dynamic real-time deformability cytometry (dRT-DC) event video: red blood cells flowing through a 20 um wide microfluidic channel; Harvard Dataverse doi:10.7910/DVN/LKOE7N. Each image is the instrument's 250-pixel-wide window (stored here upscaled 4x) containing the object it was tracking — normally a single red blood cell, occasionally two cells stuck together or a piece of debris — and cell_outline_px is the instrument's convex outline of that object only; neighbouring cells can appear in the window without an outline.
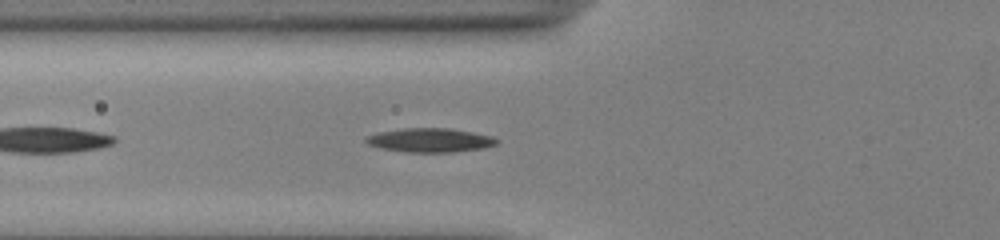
{"species": "common noctule bat (a hibernating species)", "species_latin": "Nyctalus noctula", "temperature_condition": "cold", "stored_images_in_passage": 34, "camera_frame_rate_fps": 3000, "um_per_image_px": 0.085, "animal": {"sex": "male", "body_mass_g": 13.0, "forearm_length_mm": 53.1}, "frame": {"image": 1, "passage_image": 5, "time_ms": 1.333, "image_size_px": [1000, 240], "cell_outline_px": [[500, 140], [496, 144], [484, 148], [452, 152], [404, 152], [380, 148], [368, 144], [364, 140], [368, 136], [380, 132], [404, 128], [448, 128], [472, 132], [492, 136]], "centroid_in_image_um": [36.57, 11.92], "position_along_channel_um": 89.2, "area_um2": 18.21}}
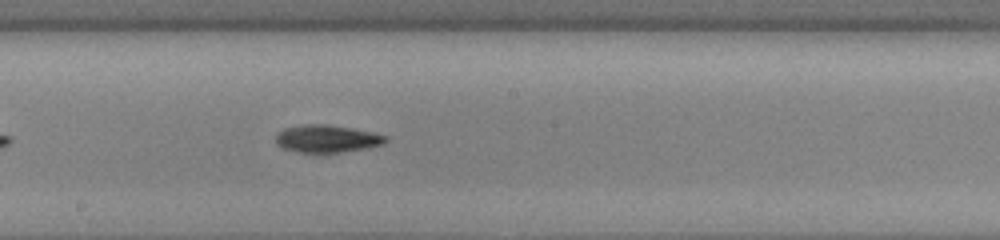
{"frame": {"image": 2, "passage_image": 15, "time_ms": 4.667, "image_size_px": [1000, 240], "cell_outline_px": [[388, 140], [384, 144], [368, 148], [340, 152], [296, 152], [284, 148], [276, 144], [276, 132], [284, 128], [308, 124], [324, 124], [352, 128], [372, 132], [388, 136]], "centroid_in_image_um": [27.8, 11.79], "position_along_channel_um": 220.4, "area_um2": 17.63}}
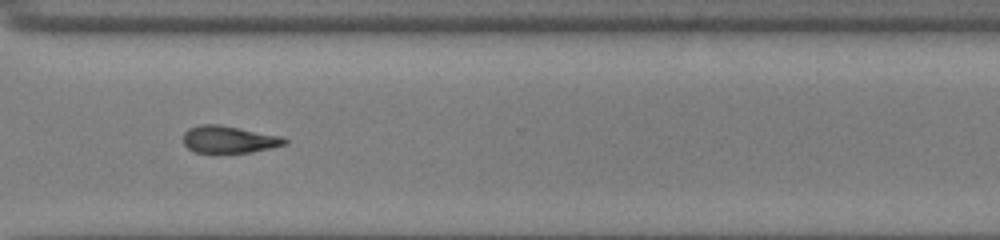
{"frame": {"image": 3, "passage_image": 25, "time_ms": 8.0, "image_size_px": [1000, 240], "cell_outline_px": [[288, 144], [272, 148], [252, 152], [196, 152], [188, 148], [184, 144], [184, 132], [188, 128], [200, 124], [220, 124], [284, 136], [288, 140]], "centroid_in_image_um": [19.52, 11.84], "position_along_channel_um": 351.1, "area_um2": 16.24}, "authors_computed_cell_mechanics": {"area_um2": 16.9354, "velocity_mm_per_s": 3.9242, "shape_relaxation_time_tau1_ms": 4.6603, "shape_relaxation_time_tau2_ms": null, "deformation_change_tau1": 0.1316, "deformation_change_tau2": null}}